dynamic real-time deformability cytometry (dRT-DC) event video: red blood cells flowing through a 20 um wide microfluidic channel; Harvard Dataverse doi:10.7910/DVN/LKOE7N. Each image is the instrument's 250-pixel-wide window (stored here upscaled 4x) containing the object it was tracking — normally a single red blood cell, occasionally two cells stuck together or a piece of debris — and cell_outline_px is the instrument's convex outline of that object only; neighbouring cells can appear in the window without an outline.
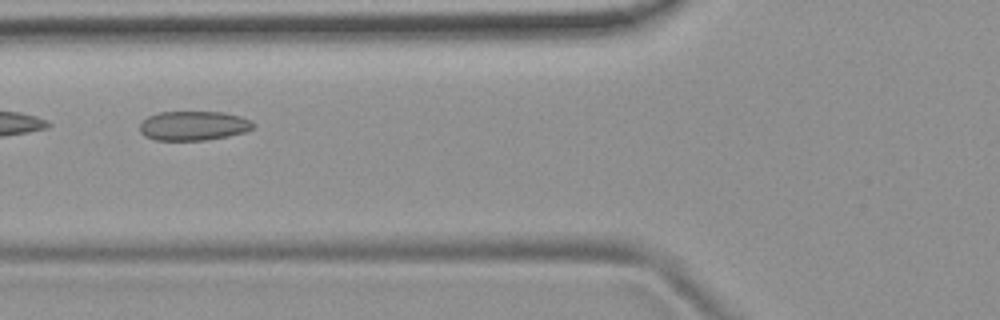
{"species": "common noctule bat (a hibernating species)", "species_latin": "Nyctalus noctula", "temperature_condition": "room temperature", "stored_images_in_passage": 5, "camera_frame_rate_fps": 3000, "um_per_image_px": 0.085, "animal": {"sex": "female", "body_mass_g": 19.9}, "frame": {"image": 1, "passage_image": 5, "time_ms": 1.333, "image_size_px": [1000, 320], "cell_outline_px": [[256, 128], [244, 132], [228, 136], [208, 140], [156, 140], [144, 136], [140, 132], [140, 120], [148, 116], [160, 112], [224, 112], [240, 116], [252, 120], [256, 124]], "centroid_in_image_um": [16.47, 10.68], "position_along_channel_um": 109.3, "area_um2": 19.71}}